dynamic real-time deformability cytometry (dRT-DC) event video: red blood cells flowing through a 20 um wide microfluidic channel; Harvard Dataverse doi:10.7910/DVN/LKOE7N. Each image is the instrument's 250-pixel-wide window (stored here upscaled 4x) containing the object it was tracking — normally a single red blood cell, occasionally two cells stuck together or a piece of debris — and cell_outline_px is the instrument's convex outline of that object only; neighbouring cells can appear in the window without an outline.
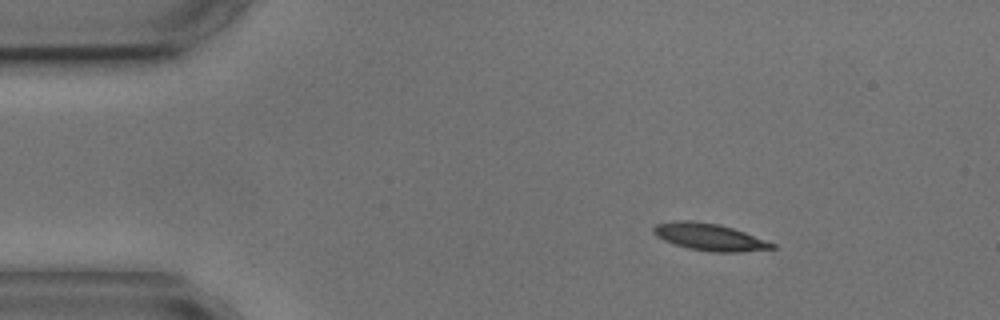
{"species": "common noctule bat (a hibernating species)", "species_latin": "Nyctalus noctula", "temperature_condition": "cold", "stored_images_in_passage": 4, "camera_frame_rate_fps": 3000, "um_per_image_px": 0.085, "animal": {"sex": "male", "body_mass_g": 17.9, "forearm_length_mm": 54.2}, "frame": {"image": 1, "passage_image": 4, "time_ms": 7.0, "image_size_px": [1000, 320], "cell_outline_px": [[776, 248], [740, 252], [712, 252], [688, 248], [664, 240], [656, 236], [652, 232], [652, 228], [656, 224], [672, 220], [692, 220], [720, 224], [744, 232], [776, 244]], "centroid_in_image_um": [60.27, 20.13], "position_along_channel_um": 24.7, "area_um2": 18.73}}